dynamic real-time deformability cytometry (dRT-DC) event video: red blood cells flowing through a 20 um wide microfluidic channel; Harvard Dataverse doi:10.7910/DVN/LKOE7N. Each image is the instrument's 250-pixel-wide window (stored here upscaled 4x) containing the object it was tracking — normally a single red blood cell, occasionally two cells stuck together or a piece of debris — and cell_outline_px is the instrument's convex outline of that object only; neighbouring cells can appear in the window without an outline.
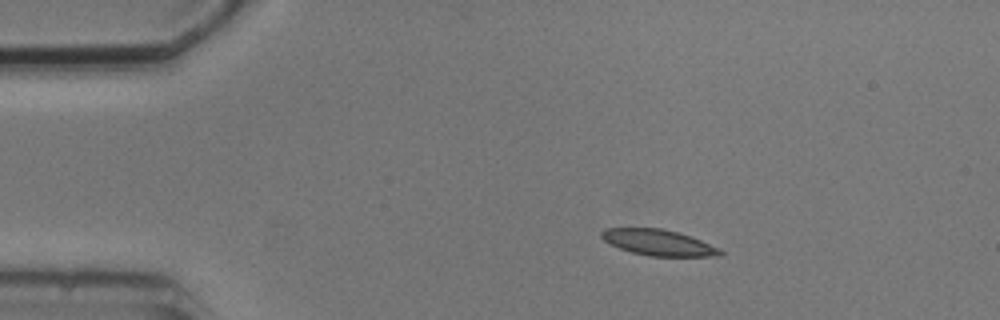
{"species": "common noctule bat (a hibernating species)", "species_latin": "Nyctalus noctula", "temperature_condition": "cold", "stored_images_in_passage": 8, "camera_frame_rate_fps": 3000, "um_per_image_px": 0.085, "animal": {"sex": "male", "body_mass_g": 20.5, "forearm_length_mm": 52.5}, "frame": {"image": 1, "passage_image": 1, "time_ms": 0.0, "image_size_px": [1000, 320], "cell_outline_px": [[724, 252], [720, 256], [648, 256], [632, 252], [620, 248], [604, 240], [600, 236], [600, 232], [604, 228], [660, 228], [676, 232], [700, 240], [720, 248]], "centroid_in_image_um": [55.96, 20.62], "position_along_channel_um": 29.0, "area_um2": 17.74}}
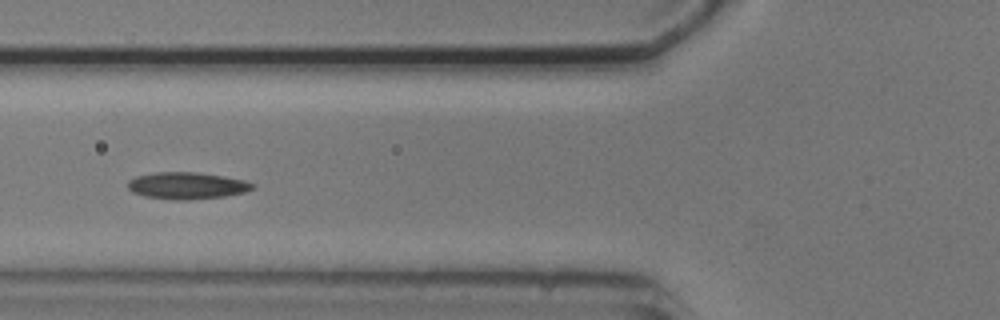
{"frame": {"image": 2, "passage_image": 4, "time_ms": 3.667, "image_size_px": [1000, 320], "cell_outline_px": [[256, 184], [252, 188], [244, 192], [224, 196], [188, 200], [172, 200], [144, 196], [132, 192], [128, 188], [128, 180], [136, 176], [156, 172], [196, 172], [224, 176], [244, 180]], "centroid_in_image_um": [15.86, 15.78], "position_along_channel_um": 109.9, "area_um2": 19.54}}
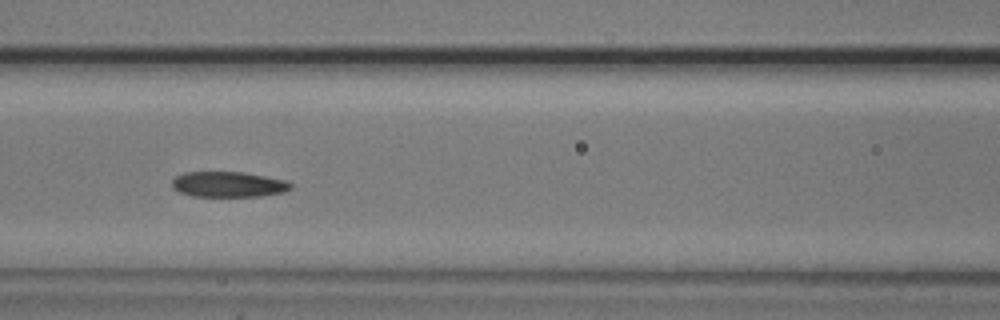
{"frame": {"image": 3, "passage_image": 5, "time_ms": 4.667, "image_size_px": [1000, 320], "cell_outline_px": [[292, 188], [284, 192], [260, 196], [192, 196], [180, 192], [172, 188], [172, 180], [176, 176], [184, 172], [244, 172], [288, 180], [292, 184]], "centroid_in_image_um": [19.43, 15.66], "position_along_channel_um": 147.2, "area_um2": 17.74}}